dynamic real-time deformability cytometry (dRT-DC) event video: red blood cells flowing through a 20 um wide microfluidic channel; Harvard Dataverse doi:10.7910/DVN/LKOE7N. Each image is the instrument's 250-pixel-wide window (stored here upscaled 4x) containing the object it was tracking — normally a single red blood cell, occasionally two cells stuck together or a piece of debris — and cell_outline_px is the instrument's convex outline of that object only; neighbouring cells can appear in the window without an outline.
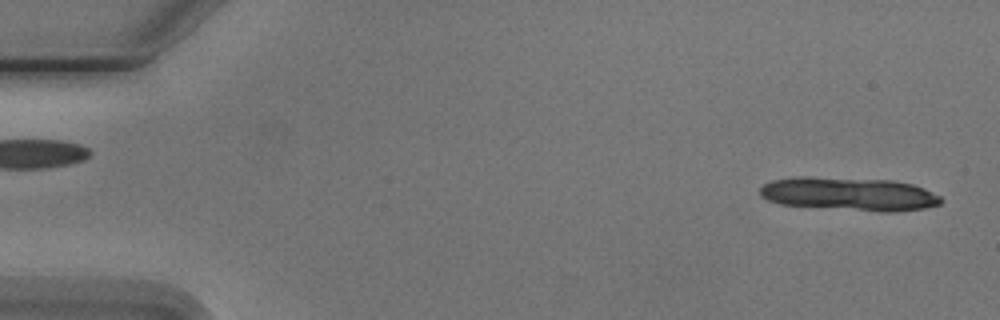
{"species": "Egyptian fruit bat (a non-hibernating species)", "species_latin": "Rousettus aegyptiacus", "temperature_condition": "cold", "stored_images_in_passage": 6, "segment_of_instrument_passage": [2, 2], "camera_frame_rate_fps": 3000, "um_per_image_px": 0.085, "animal": {"sex": "male"}, "frame": {"image": 1, "passage_image": 6, "time_ms": 5.667, "image_size_px": [1000, 320], "cell_outline_px": [[944, 200], [940, 204], [924, 208], [896, 212], [880, 212], [780, 204], [768, 200], [760, 196], [760, 188], [764, 184], [772, 180], [796, 176], [808, 176], [892, 180], [912, 184], [924, 188], [940, 196]], "centroid_in_image_um": [72.18, 16.48], "position_along_channel_um": 12.8, "area_um2": 35.49}}